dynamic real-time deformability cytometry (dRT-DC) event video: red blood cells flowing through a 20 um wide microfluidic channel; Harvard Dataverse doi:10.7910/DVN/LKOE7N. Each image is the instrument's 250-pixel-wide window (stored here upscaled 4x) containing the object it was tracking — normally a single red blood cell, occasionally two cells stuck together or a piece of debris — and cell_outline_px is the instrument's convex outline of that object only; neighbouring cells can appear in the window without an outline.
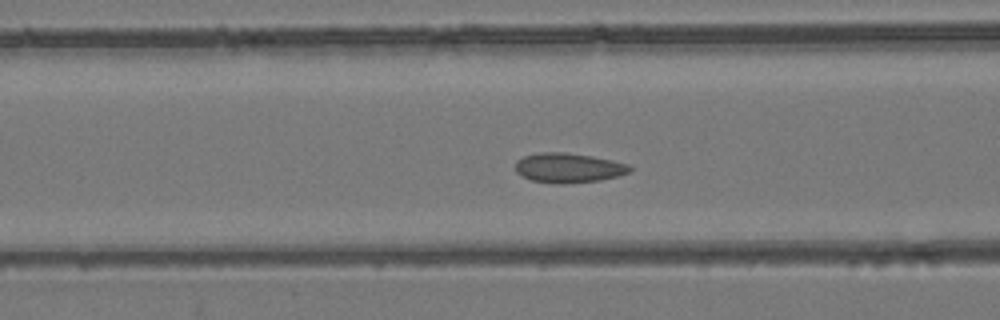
{"species": "common noctule bat (a hibernating species)", "species_latin": "Nyctalus noctula", "temperature_condition": "room temperature", "stored_images_in_passage": 52, "camera_frame_rate_fps": 3000, "um_per_image_px": 0.085, "animal": {"sex": "female", "body_mass_g": 24.6, "forearm_length_mm": 56.2}, "frame": {"image": 1, "passage_image": 20, "time_ms": 6.333, "image_size_px": [1000, 320], "cell_outline_px": [[632, 168], [628, 172], [616, 176], [600, 180], [564, 184], [556, 184], [532, 180], [516, 172], [516, 160], [524, 156], [540, 152], [564, 152], [592, 156], [612, 160], [628, 164]], "centroid_in_image_um": [48.3, 14.26], "position_along_channel_um": 118.3, "area_um2": 19.65}}
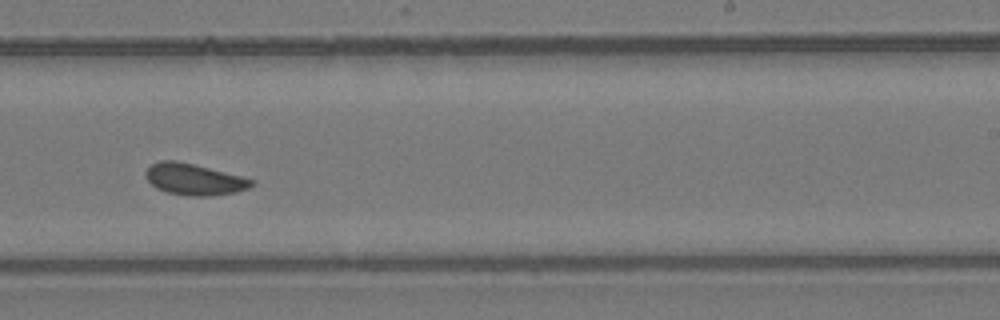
{"frame": {"image": 2, "passage_image": 32, "time_ms": 10.333, "image_size_px": [1000, 320], "cell_outline_px": [[256, 184], [248, 188], [236, 192], [212, 196], [188, 196], [168, 192], [156, 188], [144, 176], [144, 172], [152, 164], [160, 160], [176, 160], [240, 176], [252, 180]], "centroid_in_image_um": [16.47, 15.25], "position_along_channel_um": 272.5, "area_um2": 19.19}}
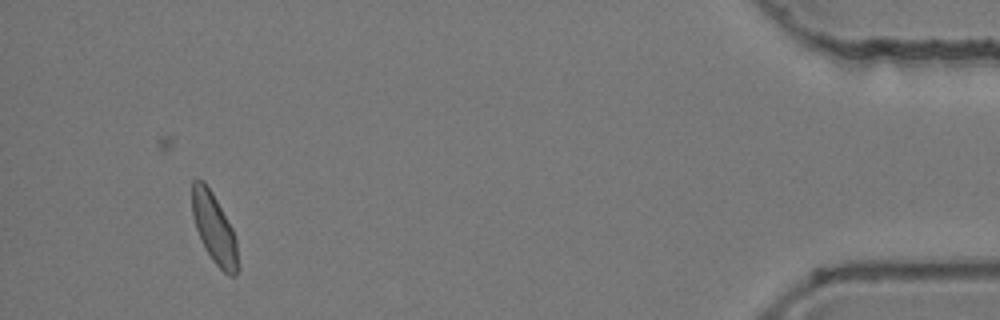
{"frame": {"image": 3, "passage_image": 49, "time_ms": 16.0, "image_size_px": [1000, 320], "cell_outline_px": [[240, 268], [236, 276], [228, 276], [212, 260], [200, 240], [192, 216], [192, 180], [204, 180], [212, 192], [232, 228], [236, 240]], "centroid_in_image_um": [18.22, 19.46], "position_along_channel_um": 417.0, "area_um2": 18.84}, "authors_computed_cell_mechanics": {"area_um2": 19.1896, "velocity_mm_per_s": 3.8671, "shape_relaxation_time_tau1_ms": 9.6894, "shape_relaxation_time_tau2_ms": null, "deformation_change_tau1": 0.0909, "deformation_change_tau2": null}}